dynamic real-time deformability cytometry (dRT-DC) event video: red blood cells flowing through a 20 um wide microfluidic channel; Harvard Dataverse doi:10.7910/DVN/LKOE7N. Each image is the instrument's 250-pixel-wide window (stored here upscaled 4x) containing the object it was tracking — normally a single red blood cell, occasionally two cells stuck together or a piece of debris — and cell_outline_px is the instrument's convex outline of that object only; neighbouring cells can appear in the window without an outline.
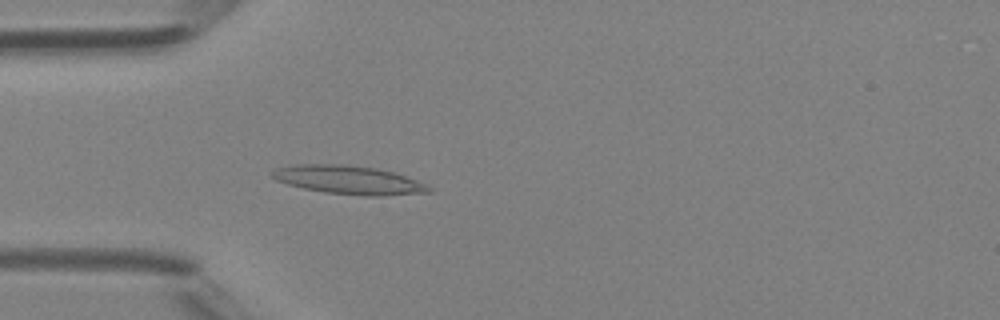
{"species": "Egyptian fruit bat (a non-hibernating species)", "species_latin": "Rousettus aegyptiacus", "temperature_condition": "room temperature", "stored_images_in_passage": 37, "camera_frame_rate_fps": 3000, "um_per_image_px": 0.085, "animal": {"sex": "female"}, "frame": {"image": 1, "passage_image": 6, "time_ms": 1.667, "image_size_px": [1000, 320], "cell_outline_px": [[432, 192], [380, 196], [368, 196], [324, 192], [304, 188], [288, 184], [276, 180], [268, 172], [276, 168], [296, 164], [344, 164], [376, 168], [392, 172], [428, 184], [432, 188]], "centroid_in_image_um": [29.63, 15.29], "position_along_channel_um": 55.4, "area_um2": 26.07}}
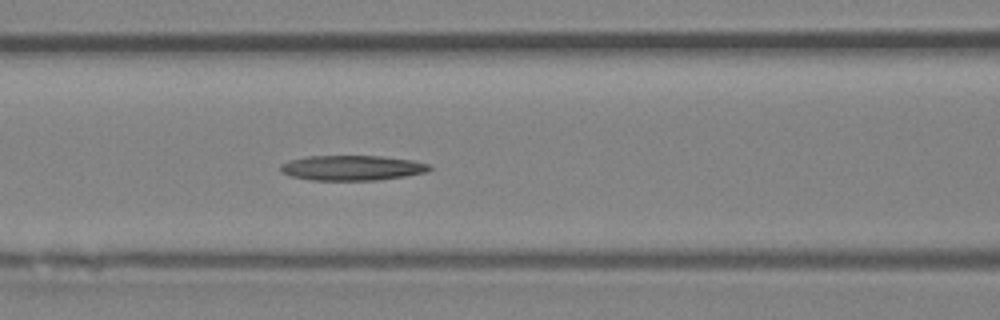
{"frame": {"image": 2, "passage_image": 12, "time_ms": 3.667, "image_size_px": [1000, 320], "cell_outline_px": [[432, 168], [428, 172], [404, 176], [376, 180], [308, 180], [288, 176], [280, 172], [280, 164], [288, 160], [308, 156], [380, 156], [412, 160], [428, 164]], "centroid_in_image_um": [29.86, 14.27], "position_along_channel_um": 136.7, "area_um2": 21.91}}
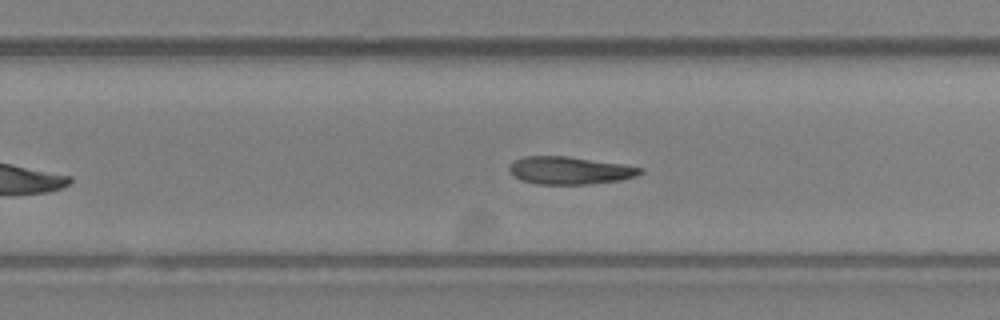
{"frame": {"image": 3, "passage_image": 22, "time_ms": 7.0, "image_size_px": [1000, 320], "cell_outline_px": [[644, 172], [636, 176], [620, 180], [588, 184], [536, 184], [520, 180], [508, 168], [512, 160], [524, 156], [568, 156], [624, 164], [644, 168]], "centroid_in_image_um": [48.44, 14.48], "position_along_channel_um": 281.4, "area_um2": 21.21}}